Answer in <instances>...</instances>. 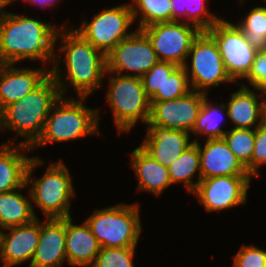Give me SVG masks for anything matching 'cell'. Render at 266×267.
Returning <instances> with one entry per match:
<instances>
[{
  "label": "cell",
  "instance_id": "36",
  "mask_svg": "<svg viewBox=\"0 0 266 267\" xmlns=\"http://www.w3.org/2000/svg\"><path fill=\"white\" fill-rule=\"evenodd\" d=\"M245 79L253 89L266 95V51L257 52L252 69Z\"/></svg>",
  "mask_w": 266,
  "mask_h": 267
},
{
  "label": "cell",
  "instance_id": "22",
  "mask_svg": "<svg viewBox=\"0 0 266 267\" xmlns=\"http://www.w3.org/2000/svg\"><path fill=\"white\" fill-rule=\"evenodd\" d=\"M72 219L66 218L67 263L73 267H91L101 247L85 221L74 225Z\"/></svg>",
  "mask_w": 266,
  "mask_h": 267
},
{
  "label": "cell",
  "instance_id": "30",
  "mask_svg": "<svg viewBox=\"0 0 266 267\" xmlns=\"http://www.w3.org/2000/svg\"><path fill=\"white\" fill-rule=\"evenodd\" d=\"M223 139L251 176L255 129L231 128L224 134Z\"/></svg>",
  "mask_w": 266,
  "mask_h": 267
},
{
  "label": "cell",
  "instance_id": "31",
  "mask_svg": "<svg viewBox=\"0 0 266 267\" xmlns=\"http://www.w3.org/2000/svg\"><path fill=\"white\" fill-rule=\"evenodd\" d=\"M178 67L172 62L159 61L141 79L150 102L163 101V84Z\"/></svg>",
  "mask_w": 266,
  "mask_h": 267
},
{
  "label": "cell",
  "instance_id": "23",
  "mask_svg": "<svg viewBox=\"0 0 266 267\" xmlns=\"http://www.w3.org/2000/svg\"><path fill=\"white\" fill-rule=\"evenodd\" d=\"M131 166L138 179V191L160 195L172 185L168 168L153 159L140 146L131 152Z\"/></svg>",
  "mask_w": 266,
  "mask_h": 267
},
{
  "label": "cell",
  "instance_id": "33",
  "mask_svg": "<svg viewBox=\"0 0 266 267\" xmlns=\"http://www.w3.org/2000/svg\"><path fill=\"white\" fill-rule=\"evenodd\" d=\"M191 91L188 76L183 66H178L163 84V101L173 100Z\"/></svg>",
  "mask_w": 266,
  "mask_h": 267
},
{
  "label": "cell",
  "instance_id": "24",
  "mask_svg": "<svg viewBox=\"0 0 266 267\" xmlns=\"http://www.w3.org/2000/svg\"><path fill=\"white\" fill-rule=\"evenodd\" d=\"M27 186L25 184L13 191L0 193V231L31 223L37 218L30 192L29 199L21 194V190Z\"/></svg>",
  "mask_w": 266,
  "mask_h": 267
},
{
  "label": "cell",
  "instance_id": "15",
  "mask_svg": "<svg viewBox=\"0 0 266 267\" xmlns=\"http://www.w3.org/2000/svg\"><path fill=\"white\" fill-rule=\"evenodd\" d=\"M40 220L0 231V259L3 267H14L33 259L40 237Z\"/></svg>",
  "mask_w": 266,
  "mask_h": 267
},
{
  "label": "cell",
  "instance_id": "26",
  "mask_svg": "<svg viewBox=\"0 0 266 267\" xmlns=\"http://www.w3.org/2000/svg\"><path fill=\"white\" fill-rule=\"evenodd\" d=\"M206 0H171L172 21L194 25L200 31H208L222 17L207 9ZM187 20V21H186Z\"/></svg>",
  "mask_w": 266,
  "mask_h": 267
},
{
  "label": "cell",
  "instance_id": "8",
  "mask_svg": "<svg viewBox=\"0 0 266 267\" xmlns=\"http://www.w3.org/2000/svg\"><path fill=\"white\" fill-rule=\"evenodd\" d=\"M191 65L186 63L185 68L191 90L208 95L207 89L218 87L221 83L234 82L224 66L218 45L207 32L201 31L194 39L188 53ZM191 70V71H190Z\"/></svg>",
  "mask_w": 266,
  "mask_h": 267
},
{
  "label": "cell",
  "instance_id": "7",
  "mask_svg": "<svg viewBox=\"0 0 266 267\" xmlns=\"http://www.w3.org/2000/svg\"><path fill=\"white\" fill-rule=\"evenodd\" d=\"M110 75L106 100L114 117L118 134L130 132L138 121L147 125L150 118V100L143 88L142 79L107 72Z\"/></svg>",
  "mask_w": 266,
  "mask_h": 267
},
{
  "label": "cell",
  "instance_id": "4",
  "mask_svg": "<svg viewBox=\"0 0 266 267\" xmlns=\"http://www.w3.org/2000/svg\"><path fill=\"white\" fill-rule=\"evenodd\" d=\"M86 97L71 98L61 96L49 110L43 131L30 147L35 148L49 143L80 139L90 134H99V109L84 105Z\"/></svg>",
  "mask_w": 266,
  "mask_h": 267
},
{
  "label": "cell",
  "instance_id": "25",
  "mask_svg": "<svg viewBox=\"0 0 266 267\" xmlns=\"http://www.w3.org/2000/svg\"><path fill=\"white\" fill-rule=\"evenodd\" d=\"M168 168L171 183L182 182L188 193H193L201 181L200 176V152L199 147L193 142ZM198 171V180L194 182V177Z\"/></svg>",
  "mask_w": 266,
  "mask_h": 267
},
{
  "label": "cell",
  "instance_id": "35",
  "mask_svg": "<svg viewBox=\"0 0 266 267\" xmlns=\"http://www.w3.org/2000/svg\"><path fill=\"white\" fill-rule=\"evenodd\" d=\"M266 164V120L255 128L254 150L251 158V177L259 176V167Z\"/></svg>",
  "mask_w": 266,
  "mask_h": 267
},
{
  "label": "cell",
  "instance_id": "13",
  "mask_svg": "<svg viewBox=\"0 0 266 267\" xmlns=\"http://www.w3.org/2000/svg\"><path fill=\"white\" fill-rule=\"evenodd\" d=\"M250 175L216 176L201 179L193 192L207 212H216L246 203Z\"/></svg>",
  "mask_w": 266,
  "mask_h": 267
},
{
  "label": "cell",
  "instance_id": "10",
  "mask_svg": "<svg viewBox=\"0 0 266 267\" xmlns=\"http://www.w3.org/2000/svg\"><path fill=\"white\" fill-rule=\"evenodd\" d=\"M207 32L218 45L227 74L238 84V79L249 75L258 51L245 39L236 23L221 18Z\"/></svg>",
  "mask_w": 266,
  "mask_h": 267
},
{
  "label": "cell",
  "instance_id": "32",
  "mask_svg": "<svg viewBox=\"0 0 266 267\" xmlns=\"http://www.w3.org/2000/svg\"><path fill=\"white\" fill-rule=\"evenodd\" d=\"M135 249L136 247H101L91 267H135Z\"/></svg>",
  "mask_w": 266,
  "mask_h": 267
},
{
  "label": "cell",
  "instance_id": "29",
  "mask_svg": "<svg viewBox=\"0 0 266 267\" xmlns=\"http://www.w3.org/2000/svg\"><path fill=\"white\" fill-rule=\"evenodd\" d=\"M266 3V0H264ZM236 24L243 32L245 39L257 50L266 51V7L258 6L237 21Z\"/></svg>",
  "mask_w": 266,
  "mask_h": 267
},
{
  "label": "cell",
  "instance_id": "12",
  "mask_svg": "<svg viewBox=\"0 0 266 267\" xmlns=\"http://www.w3.org/2000/svg\"><path fill=\"white\" fill-rule=\"evenodd\" d=\"M152 43L160 61L184 66L194 39L201 32L183 21L157 23L141 29Z\"/></svg>",
  "mask_w": 266,
  "mask_h": 267
},
{
  "label": "cell",
  "instance_id": "6",
  "mask_svg": "<svg viewBox=\"0 0 266 267\" xmlns=\"http://www.w3.org/2000/svg\"><path fill=\"white\" fill-rule=\"evenodd\" d=\"M139 206L118 204L95 210L85 222L100 247H136L142 226Z\"/></svg>",
  "mask_w": 266,
  "mask_h": 267
},
{
  "label": "cell",
  "instance_id": "27",
  "mask_svg": "<svg viewBox=\"0 0 266 267\" xmlns=\"http://www.w3.org/2000/svg\"><path fill=\"white\" fill-rule=\"evenodd\" d=\"M133 20L138 18L137 29L172 21L171 0H131Z\"/></svg>",
  "mask_w": 266,
  "mask_h": 267
},
{
  "label": "cell",
  "instance_id": "39",
  "mask_svg": "<svg viewBox=\"0 0 266 267\" xmlns=\"http://www.w3.org/2000/svg\"><path fill=\"white\" fill-rule=\"evenodd\" d=\"M239 1H240L239 3L242 4L245 0H239Z\"/></svg>",
  "mask_w": 266,
  "mask_h": 267
},
{
  "label": "cell",
  "instance_id": "11",
  "mask_svg": "<svg viewBox=\"0 0 266 267\" xmlns=\"http://www.w3.org/2000/svg\"><path fill=\"white\" fill-rule=\"evenodd\" d=\"M159 61L147 35L136 29L106 55V71L141 78Z\"/></svg>",
  "mask_w": 266,
  "mask_h": 267
},
{
  "label": "cell",
  "instance_id": "28",
  "mask_svg": "<svg viewBox=\"0 0 266 267\" xmlns=\"http://www.w3.org/2000/svg\"><path fill=\"white\" fill-rule=\"evenodd\" d=\"M222 112H226L227 108L224 103H220L218 106L214 105L208 100V96L204 99L198 118L194 125L193 130L190 133L196 134L198 137L206 135L207 139H222L227 132L221 129V121H223ZM200 134V135H199Z\"/></svg>",
  "mask_w": 266,
  "mask_h": 267
},
{
  "label": "cell",
  "instance_id": "38",
  "mask_svg": "<svg viewBox=\"0 0 266 267\" xmlns=\"http://www.w3.org/2000/svg\"><path fill=\"white\" fill-rule=\"evenodd\" d=\"M15 0H0V19L5 15L8 14L9 12L4 11V7L10 5L13 3Z\"/></svg>",
  "mask_w": 266,
  "mask_h": 267
},
{
  "label": "cell",
  "instance_id": "5",
  "mask_svg": "<svg viewBox=\"0 0 266 267\" xmlns=\"http://www.w3.org/2000/svg\"><path fill=\"white\" fill-rule=\"evenodd\" d=\"M44 164L38 156H33L29 162L26 173V184L29 188L31 202L39 207L46 218H68L70 206L75 191L72 185V177L67 166L60 160L49 164L41 178L32 179L33 170Z\"/></svg>",
  "mask_w": 266,
  "mask_h": 267
},
{
  "label": "cell",
  "instance_id": "9",
  "mask_svg": "<svg viewBox=\"0 0 266 267\" xmlns=\"http://www.w3.org/2000/svg\"><path fill=\"white\" fill-rule=\"evenodd\" d=\"M133 23L132 9L127 3L100 11L90 22L84 19L81 26L74 30L106 56L133 33L128 32Z\"/></svg>",
  "mask_w": 266,
  "mask_h": 267
},
{
  "label": "cell",
  "instance_id": "3",
  "mask_svg": "<svg viewBox=\"0 0 266 267\" xmlns=\"http://www.w3.org/2000/svg\"><path fill=\"white\" fill-rule=\"evenodd\" d=\"M61 92L50 74L38 87L0 112V130H12L23 137L20 144L31 147L40 137L49 110ZM19 135V136H18Z\"/></svg>",
  "mask_w": 266,
  "mask_h": 267
},
{
  "label": "cell",
  "instance_id": "20",
  "mask_svg": "<svg viewBox=\"0 0 266 267\" xmlns=\"http://www.w3.org/2000/svg\"><path fill=\"white\" fill-rule=\"evenodd\" d=\"M261 93L258 89L253 91L246 84H241L240 89L232 93L225 104L227 117L234 123L232 128L255 129L266 120V96Z\"/></svg>",
  "mask_w": 266,
  "mask_h": 267
},
{
  "label": "cell",
  "instance_id": "2",
  "mask_svg": "<svg viewBox=\"0 0 266 267\" xmlns=\"http://www.w3.org/2000/svg\"><path fill=\"white\" fill-rule=\"evenodd\" d=\"M60 29L51 23L8 13L0 19V61L16 64L22 60L51 63L55 59V37Z\"/></svg>",
  "mask_w": 266,
  "mask_h": 267
},
{
  "label": "cell",
  "instance_id": "14",
  "mask_svg": "<svg viewBox=\"0 0 266 267\" xmlns=\"http://www.w3.org/2000/svg\"><path fill=\"white\" fill-rule=\"evenodd\" d=\"M207 94L191 90L186 95L167 101L150 102L147 125L191 132Z\"/></svg>",
  "mask_w": 266,
  "mask_h": 267
},
{
  "label": "cell",
  "instance_id": "1",
  "mask_svg": "<svg viewBox=\"0 0 266 267\" xmlns=\"http://www.w3.org/2000/svg\"><path fill=\"white\" fill-rule=\"evenodd\" d=\"M57 30L55 42L61 38L59 48L60 56L55 57L54 66L50 69L59 86L61 95L66 97L67 88L73 87L78 97H88L96 89L103 86V77L106 73V56L97 50L92 44L84 39L73 29L65 28ZM60 35V36H59ZM64 55V59L61 58ZM58 58V59H57ZM63 59L67 79L62 78L63 74L59 65ZM61 71V72H60ZM67 83V84H66Z\"/></svg>",
  "mask_w": 266,
  "mask_h": 267
},
{
  "label": "cell",
  "instance_id": "21",
  "mask_svg": "<svg viewBox=\"0 0 266 267\" xmlns=\"http://www.w3.org/2000/svg\"><path fill=\"white\" fill-rule=\"evenodd\" d=\"M3 142L0 149V193L13 191L26 184V173L32 157L22 152L32 151L20 143Z\"/></svg>",
  "mask_w": 266,
  "mask_h": 267
},
{
  "label": "cell",
  "instance_id": "37",
  "mask_svg": "<svg viewBox=\"0 0 266 267\" xmlns=\"http://www.w3.org/2000/svg\"><path fill=\"white\" fill-rule=\"evenodd\" d=\"M25 2H29L31 5L35 4L37 6H41V8H46V6H53L60 2V0H24Z\"/></svg>",
  "mask_w": 266,
  "mask_h": 267
},
{
  "label": "cell",
  "instance_id": "19",
  "mask_svg": "<svg viewBox=\"0 0 266 267\" xmlns=\"http://www.w3.org/2000/svg\"><path fill=\"white\" fill-rule=\"evenodd\" d=\"M46 68H18L15 64L0 67V112L38 87L51 72Z\"/></svg>",
  "mask_w": 266,
  "mask_h": 267
},
{
  "label": "cell",
  "instance_id": "34",
  "mask_svg": "<svg viewBox=\"0 0 266 267\" xmlns=\"http://www.w3.org/2000/svg\"><path fill=\"white\" fill-rule=\"evenodd\" d=\"M233 267H266V250L254 245H242L234 256Z\"/></svg>",
  "mask_w": 266,
  "mask_h": 267
},
{
  "label": "cell",
  "instance_id": "17",
  "mask_svg": "<svg viewBox=\"0 0 266 267\" xmlns=\"http://www.w3.org/2000/svg\"><path fill=\"white\" fill-rule=\"evenodd\" d=\"M66 218L40 222V237L29 267H61L66 259Z\"/></svg>",
  "mask_w": 266,
  "mask_h": 267
},
{
  "label": "cell",
  "instance_id": "18",
  "mask_svg": "<svg viewBox=\"0 0 266 267\" xmlns=\"http://www.w3.org/2000/svg\"><path fill=\"white\" fill-rule=\"evenodd\" d=\"M193 142L199 147L201 179L216 176L249 175L223 138L207 139L203 148L197 137Z\"/></svg>",
  "mask_w": 266,
  "mask_h": 267
},
{
  "label": "cell",
  "instance_id": "16",
  "mask_svg": "<svg viewBox=\"0 0 266 267\" xmlns=\"http://www.w3.org/2000/svg\"><path fill=\"white\" fill-rule=\"evenodd\" d=\"M146 137L140 147L153 159L169 167L189 147L188 131L173 130L158 125H146Z\"/></svg>",
  "mask_w": 266,
  "mask_h": 267
}]
</instances>
